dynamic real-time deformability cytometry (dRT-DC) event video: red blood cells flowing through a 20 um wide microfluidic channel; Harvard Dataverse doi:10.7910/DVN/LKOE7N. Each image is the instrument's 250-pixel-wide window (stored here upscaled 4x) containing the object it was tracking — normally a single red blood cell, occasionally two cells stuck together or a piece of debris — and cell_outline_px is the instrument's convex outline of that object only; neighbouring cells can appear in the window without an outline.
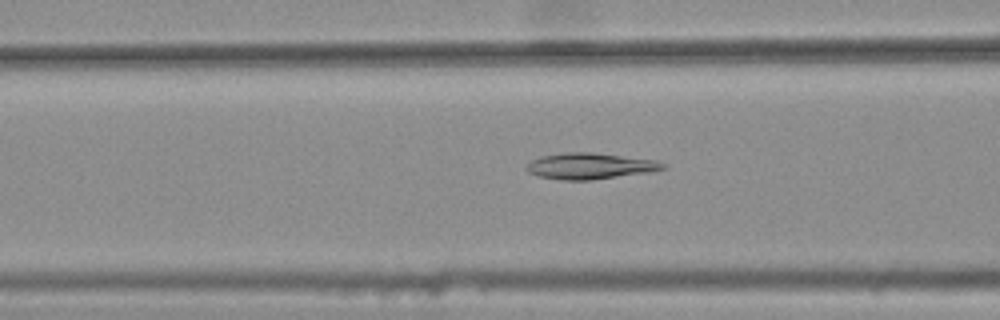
{"species": "common noctule bat (a hibernating species)", "species_latin": "Nyctalus noctula", "temperature_condition": "warm", "stored_images_in_passage": 46, "camera_frame_rate_fps": 3000, "um_per_image_px": 0.085, "animal": {"sex": "female", "body_mass_g": 25.1}, "frame": {"image": 1, "passage_image": 20, "time_ms": 6.333, "image_size_px": [1000, 320], "cell_outline_px": [[668, 168], [652, 172], [592, 180], [564, 180], [540, 176], [528, 172], [524, 168], [532, 160], [540, 156], [568, 152], [592, 152], [656, 160], [664, 164]], "centroid_in_image_um": [50.18, 14.11], "position_along_channel_um": 116.4, "area_um2": 20.81}}
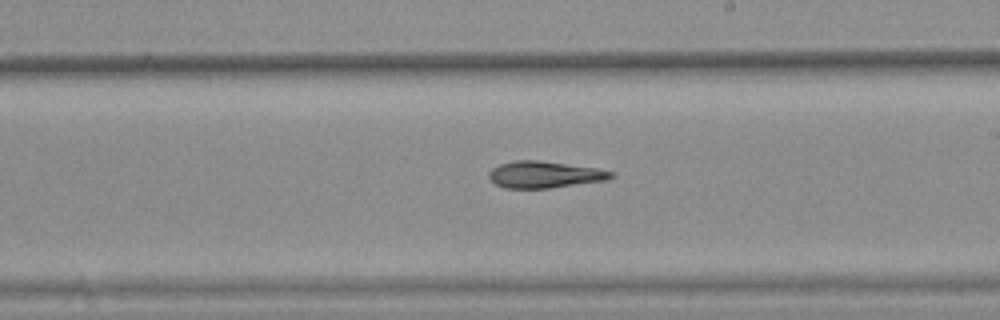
{"frame": {"image": 2, "passage_image": 30, "time_ms": 9.667, "image_size_px": [1000, 320], "cell_outline_px": [[616, 176], [608, 180], [548, 188], [504, 188], [496, 184], [488, 176], [488, 172], [492, 168], [500, 164], [516, 160], [536, 160], [596, 168], [616, 172]], "centroid_in_image_um": [46.31, 14.84], "position_along_channel_um": 242.7, "area_um2": 18.96}}
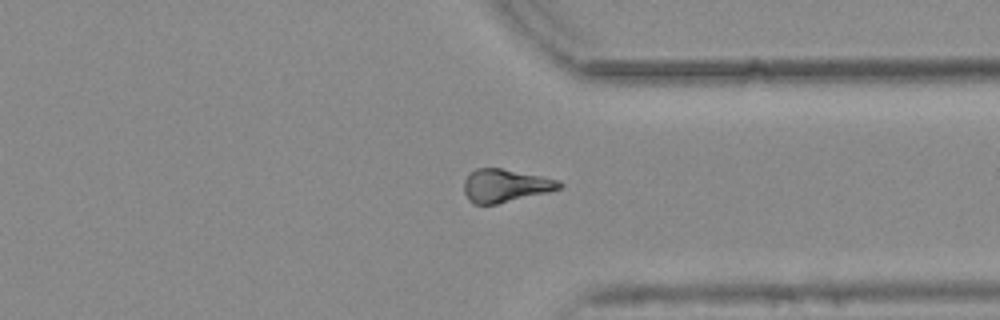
{"frame": {"image": 3, "passage_image": 40, "time_ms": 13.0, "image_size_px": [1000, 320], "cell_outline_px": [[564, 184], [560, 188], [548, 192], [496, 204], [472, 204], [468, 200], [464, 192], [464, 180], [476, 168], [500, 168], [560, 180]], "centroid_in_image_um": [42.94, 15.78], "position_along_channel_um": 368.5, "area_um2": 18.21}}